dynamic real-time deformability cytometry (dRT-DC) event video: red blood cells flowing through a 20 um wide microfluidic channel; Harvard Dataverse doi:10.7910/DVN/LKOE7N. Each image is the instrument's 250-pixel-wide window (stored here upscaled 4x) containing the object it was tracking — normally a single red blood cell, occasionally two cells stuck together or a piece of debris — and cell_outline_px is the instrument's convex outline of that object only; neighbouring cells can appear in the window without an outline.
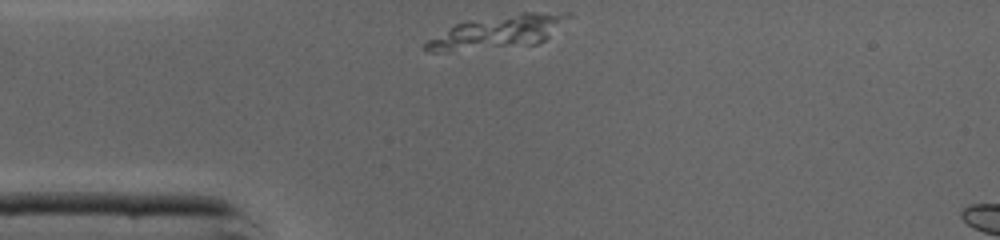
{"species": "common noctule bat (a hibernating species)", "species_latin": "Nyctalus noctula", "temperature_condition": "cold", "stored_images_in_passage": 4, "camera_frame_rate_fps": 3000, "um_per_image_px": 0.085, "animal": {"sex": "male", "body_mass_g": 19.0, "forearm_length_mm": 50.8}, "frame": {"image": 1, "passage_image": 1, "time_ms": 0.0, "image_size_px": [1000, 240], "cell_outline_px": [[572, 16], [544, 40], [536, 44], [448, 52], [428, 52], [420, 48], [428, 40], [456, 24], [520, 12], [568, 12]], "centroid_in_image_um": [42.32, 2.73], "position_along_channel_um": 42.7, "area_um2": 27.11}}